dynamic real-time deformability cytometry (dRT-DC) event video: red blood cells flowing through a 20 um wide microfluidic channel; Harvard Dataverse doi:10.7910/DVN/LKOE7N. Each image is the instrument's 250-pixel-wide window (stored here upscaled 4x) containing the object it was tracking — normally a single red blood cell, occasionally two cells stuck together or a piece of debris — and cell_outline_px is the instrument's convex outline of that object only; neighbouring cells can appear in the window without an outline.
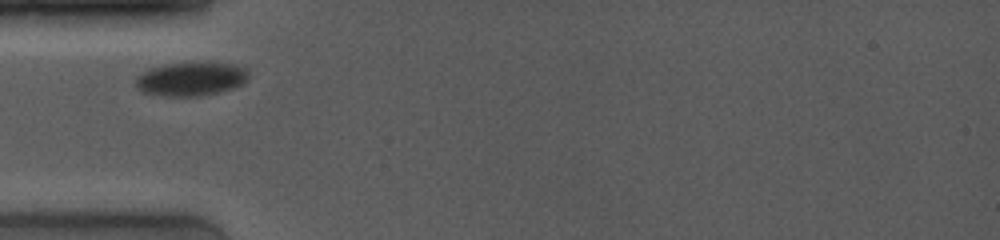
{"species": "common noctule bat (a hibernating species)", "species_latin": "Nyctalus noctula", "temperature_condition": "room temperature", "stored_images_in_passage": 26, "camera_frame_rate_fps": 4000, "um_per_image_px": 0.085, "animal": {"sex": "female", "body_mass_g": 19.0, "forearm_length_mm": 53.3}, "frame": {"image": 1, "passage_image": 1, "time_ms": 0.0, "image_size_px": [1000, 240], "cell_outline_px": [[248, 76], [244, 84], [220, 92], [200, 96], [164, 96], [140, 92], [136, 84], [136, 76], [148, 68], [164, 64], [196, 60], [212, 60], [232, 64], [244, 68]], "centroid_in_image_um": [16.22, 6.67], "position_along_channel_um": 68.8, "area_um2": 23.06}}
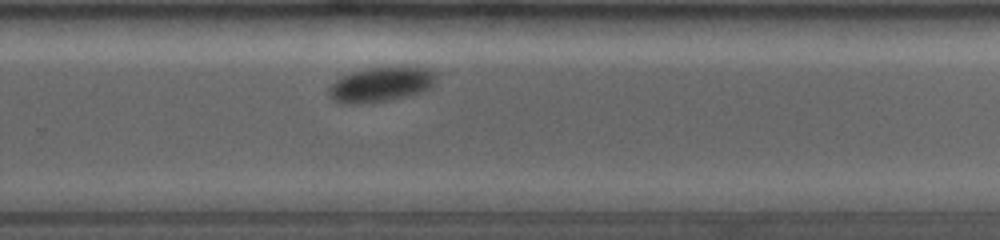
{"frame": {"image": 2, "passage_image": 20, "time_ms": 6.25, "image_size_px": [1000, 240], "cell_outline_px": [[440, 72], [432, 88], [408, 96], [392, 100], [372, 104], [336, 104], [332, 100], [328, 92], [328, 88], [336, 80], [352, 72], [368, 68], [400, 64], [404, 64], [432, 68]], "centroid_in_image_um": [32.48, 7.15], "position_along_channel_um": 297.3, "area_um2": 23.18}}
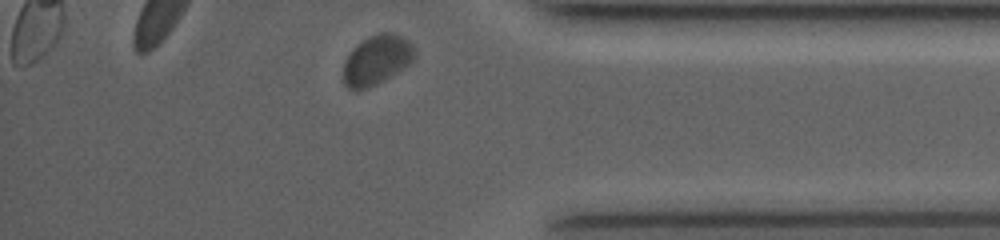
{"frame": {"image": 3, "passage_image": 26, "time_ms": 9.25, "image_size_px": [1000, 240], "cell_outline_px": [[416, 56], [408, 64], [396, 72], [376, 84], [368, 88], [348, 88], [344, 84], [344, 60], [356, 44], [368, 36], [380, 32], [392, 32], [408, 40], [412, 44], [416, 52]], "centroid_in_image_um": [32.02, 5.05], "position_along_channel_um": 403.2, "area_um2": 20.35}}